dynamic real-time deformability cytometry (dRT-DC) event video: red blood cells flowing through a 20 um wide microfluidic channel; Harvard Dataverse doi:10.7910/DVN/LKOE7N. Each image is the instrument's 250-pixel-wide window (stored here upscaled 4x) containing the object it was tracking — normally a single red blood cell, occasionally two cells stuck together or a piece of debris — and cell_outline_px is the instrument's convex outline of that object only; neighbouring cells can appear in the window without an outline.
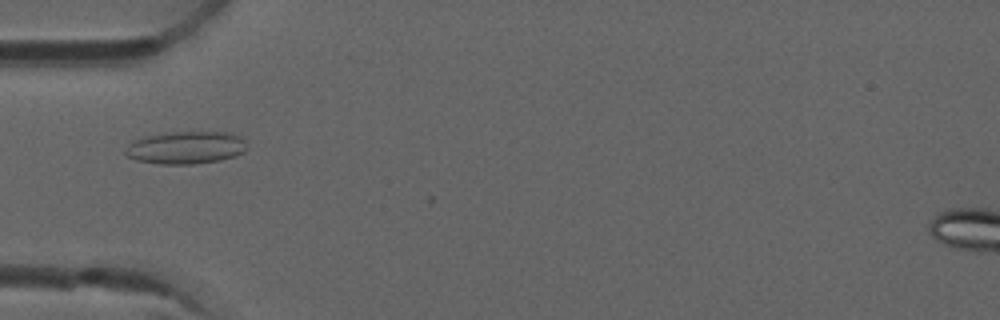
{"species": "common noctule bat (a hibernating species)", "species_latin": "Nyctalus noctula", "temperature_condition": "room temperature", "stored_images_in_passage": 5, "camera_frame_rate_fps": 3000, "um_per_image_px": 0.085, "animal": {"sex": "male", "forearm_length_mm": 52.5}, "frame": {"image": 1, "passage_image": 2, "time_ms": 0.333, "image_size_px": [1000, 320], "cell_outline_px": [[248, 148], [244, 152], [236, 156], [220, 160], [192, 164], [160, 164], [136, 160], [128, 156], [124, 152], [124, 148], [132, 140], [144, 136], [168, 132], [232, 132], [240, 136], [244, 140]], "centroid_in_image_um": [15.8, 12.54], "position_along_channel_um": 69.2, "area_um2": 23.41}}
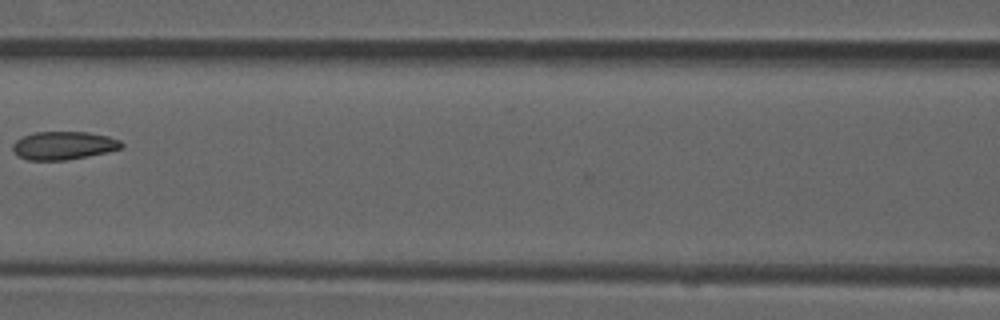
{"frame": {"image": 2, "passage_image": 4, "time_ms": 1.0, "image_size_px": [1000, 320], "cell_outline_px": [[124, 144], [120, 148], [108, 152], [68, 160], [28, 160], [20, 156], [12, 148], [12, 144], [16, 140], [24, 136], [36, 132], [88, 132], [108, 136], [120, 140]], "centroid_in_image_um": [5.43, 12.37], "position_along_channel_um": 161.2, "area_um2": 17.74}}
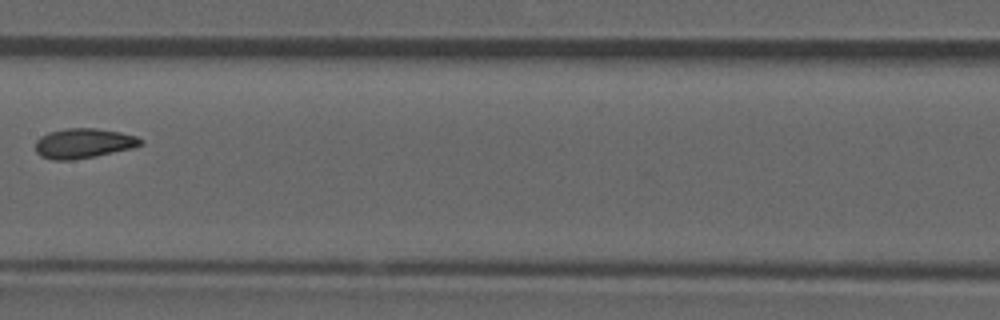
{"frame": {"image": 3, "passage_image": 5, "time_ms": 1.333, "image_size_px": [1000, 320], "cell_outline_px": [[144, 140], [140, 144], [132, 148], [96, 156], [72, 160], [52, 160], [40, 156], [36, 152], [36, 140], [40, 136], [48, 132], [64, 128], [96, 128], [120, 132], [136, 136]], "centroid_in_image_um": [7.06, 12.18], "position_along_channel_um": 200.3, "area_um2": 18.38}}